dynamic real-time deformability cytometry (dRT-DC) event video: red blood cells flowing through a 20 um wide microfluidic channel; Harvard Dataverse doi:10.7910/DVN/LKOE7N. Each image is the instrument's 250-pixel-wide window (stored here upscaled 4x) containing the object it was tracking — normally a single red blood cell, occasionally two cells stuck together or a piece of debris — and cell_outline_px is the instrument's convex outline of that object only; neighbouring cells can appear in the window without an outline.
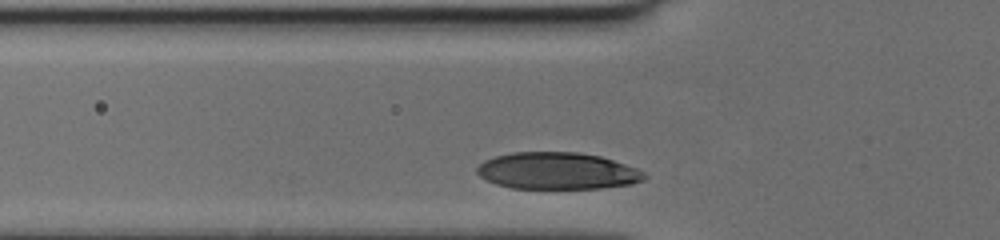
{"species": "human", "species_latin": "Homo sapiens", "temperature_condition": "cold", "stored_images_in_passage": 25, "camera_frame_rate_fps": 3000, "um_per_image_px": 0.085, "donor": {"sex": "female"}, "frame": {"image": 1, "passage_image": 3, "time_ms": 0.667, "image_size_px": [1000, 240], "cell_outline_px": [[648, 176], [644, 180], [632, 184], [600, 188], [512, 188], [496, 184], [480, 176], [476, 172], [476, 168], [484, 160], [496, 156], [512, 152], [576, 152], [600, 156], [636, 168], [644, 172]], "centroid_in_image_um": [47.38, 14.52], "position_along_channel_um": 78.4, "area_um2": 35.84}}
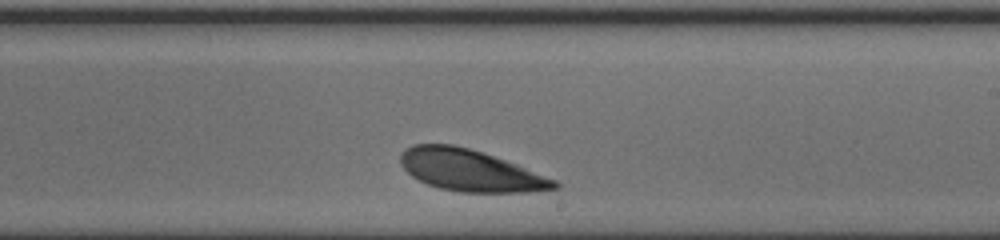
{"frame": {"image": 2, "passage_image": 16, "time_ms": 5.0, "image_size_px": [1000, 240], "cell_outline_px": [[560, 188], [528, 192], [460, 192], [440, 188], [428, 184], [412, 176], [400, 164], [400, 152], [404, 148], [412, 144], [452, 144], [468, 148], [504, 160], [556, 180], [560, 184]], "centroid_in_image_um": [39.93, 14.49], "position_along_channel_um": 249.1, "area_um2": 36.93}}
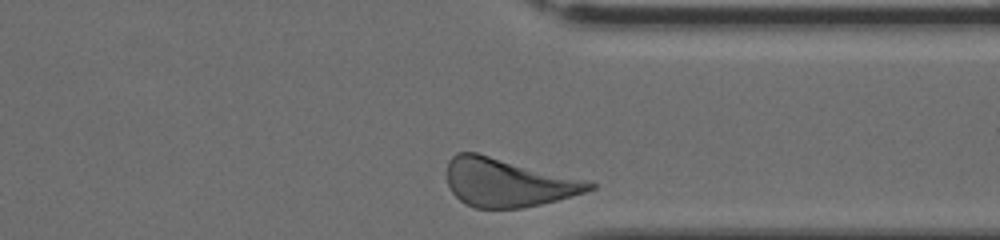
{"frame": {"image": 3, "passage_image": 25, "time_ms": 8.0, "image_size_px": [1000, 240], "cell_outline_px": [[596, 188], [572, 196], [540, 204], [520, 208], [476, 208], [464, 204], [452, 192], [448, 184], [448, 160], [456, 152], [476, 152], [588, 180], [596, 184]], "centroid_in_image_um": [43.16, 15.51], "position_along_channel_um": 368.2, "area_um2": 40.06}}